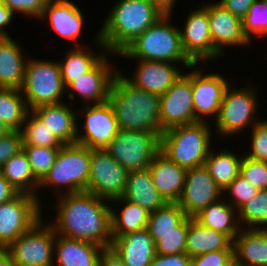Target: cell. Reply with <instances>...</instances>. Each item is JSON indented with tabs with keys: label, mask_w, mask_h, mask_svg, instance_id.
I'll use <instances>...</instances> for the list:
<instances>
[{
	"label": "cell",
	"mask_w": 267,
	"mask_h": 266,
	"mask_svg": "<svg viewBox=\"0 0 267 266\" xmlns=\"http://www.w3.org/2000/svg\"><path fill=\"white\" fill-rule=\"evenodd\" d=\"M27 60L10 37H0V88L21 89Z\"/></svg>",
	"instance_id": "obj_28"
},
{
	"label": "cell",
	"mask_w": 267,
	"mask_h": 266,
	"mask_svg": "<svg viewBox=\"0 0 267 266\" xmlns=\"http://www.w3.org/2000/svg\"><path fill=\"white\" fill-rule=\"evenodd\" d=\"M245 230L233 240L234 258L241 266H267V228Z\"/></svg>",
	"instance_id": "obj_26"
},
{
	"label": "cell",
	"mask_w": 267,
	"mask_h": 266,
	"mask_svg": "<svg viewBox=\"0 0 267 266\" xmlns=\"http://www.w3.org/2000/svg\"><path fill=\"white\" fill-rule=\"evenodd\" d=\"M199 122L194 116L192 72L181 77L160 95V135L177 126Z\"/></svg>",
	"instance_id": "obj_12"
},
{
	"label": "cell",
	"mask_w": 267,
	"mask_h": 266,
	"mask_svg": "<svg viewBox=\"0 0 267 266\" xmlns=\"http://www.w3.org/2000/svg\"><path fill=\"white\" fill-rule=\"evenodd\" d=\"M138 69L133 74L134 78L127 80L142 90L164 94L183 73L176 69L171 62H157L139 60Z\"/></svg>",
	"instance_id": "obj_22"
},
{
	"label": "cell",
	"mask_w": 267,
	"mask_h": 266,
	"mask_svg": "<svg viewBox=\"0 0 267 266\" xmlns=\"http://www.w3.org/2000/svg\"><path fill=\"white\" fill-rule=\"evenodd\" d=\"M68 53L64 62H59L65 87L90 71L105 55L94 56V54L88 53L84 49L82 50V47L73 49Z\"/></svg>",
	"instance_id": "obj_37"
},
{
	"label": "cell",
	"mask_w": 267,
	"mask_h": 266,
	"mask_svg": "<svg viewBox=\"0 0 267 266\" xmlns=\"http://www.w3.org/2000/svg\"><path fill=\"white\" fill-rule=\"evenodd\" d=\"M19 193L15 188L4 178L0 172V204L8 202L16 197Z\"/></svg>",
	"instance_id": "obj_51"
},
{
	"label": "cell",
	"mask_w": 267,
	"mask_h": 266,
	"mask_svg": "<svg viewBox=\"0 0 267 266\" xmlns=\"http://www.w3.org/2000/svg\"><path fill=\"white\" fill-rule=\"evenodd\" d=\"M153 182L167 203H177L181 197L186 169L172 162L159 151L148 166Z\"/></svg>",
	"instance_id": "obj_20"
},
{
	"label": "cell",
	"mask_w": 267,
	"mask_h": 266,
	"mask_svg": "<svg viewBox=\"0 0 267 266\" xmlns=\"http://www.w3.org/2000/svg\"><path fill=\"white\" fill-rule=\"evenodd\" d=\"M252 151L247 153L251 159L267 162V121H259L253 126L251 135Z\"/></svg>",
	"instance_id": "obj_44"
},
{
	"label": "cell",
	"mask_w": 267,
	"mask_h": 266,
	"mask_svg": "<svg viewBox=\"0 0 267 266\" xmlns=\"http://www.w3.org/2000/svg\"><path fill=\"white\" fill-rule=\"evenodd\" d=\"M2 1L13 13L21 12L24 15H31L40 18L43 9L48 0H0Z\"/></svg>",
	"instance_id": "obj_46"
},
{
	"label": "cell",
	"mask_w": 267,
	"mask_h": 266,
	"mask_svg": "<svg viewBox=\"0 0 267 266\" xmlns=\"http://www.w3.org/2000/svg\"><path fill=\"white\" fill-rule=\"evenodd\" d=\"M191 257L186 253L161 255L156 254L149 266H190Z\"/></svg>",
	"instance_id": "obj_48"
},
{
	"label": "cell",
	"mask_w": 267,
	"mask_h": 266,
	"mask_svg": "<svg viewBox=\"0 0 267 266\" xmlns=\"http://www.w3.org/2000/svg\"><path fill=\"white\" fill-rule=\"evenodd\" d=\"M108 102L114 110L119 130L160 134V95L136 87L117 72Z\"/></svg>",
	"instance_id": "obj_2"
},
{
	"label": "cell",
	"mask_w": 267,
	"mask_h": 266,
	"mask_svg": "<svg viewBox=\"0 0 267 266\" xmlns=\"http://www.w3.org/2000/svg\"><path fill=\"white\" fill-rule=\"evenodd\" d=\"M25 124L20 130L23 146L60 148L64 145L33 111L27 112L23 125Z\"/></svg>",
	"instance_id": "obj_36"
},
{
	"label": "cell",
	"mask_w": 267,
	"mask_h": 266,
	"mask_svg": "<svg viewBox=\"0 0 267 266\" xmlns=\"http://www.w3.org/2000/svg\"><path fill=\"white\" fill-rule=\"evenodd\" d=\"M105 150L128 171L145 169L160 151V134L119 130Z\"/></svg>",
	"instance_id": "obj_8"
},
{
	"label": "cell",
	"mask_w": 267,
	"mask_h": 266,
	"mask_svg": "<svg viewBox=\"0 0 267 266\" xmlns=\"http://www.w3.org/2000/svg\"><path fill=\"white\" fill-rule=\"evenodd\" d=\"M58 200L57 221L52 223L56 234L111 248V207L105 199L83 191L64 193Z\"/></svg>",
	"instance_id": "obj_1"
},
{
	"label": "cell",
	"mask_w": 267,
	"mask_h": 266,
	"mask_svg": "<svg viewBox=\"0 0 267 266\" xmlns=\"http://www.w3.org/2000/svg\"><path fill=\"white\" fill-rule=\"evenodd\" d=\"M244 35L251 41V35H267V5L263 0H255L242 19Z\"/></svg>",
	"instance_id": "obj_41"
},
{
	"label": "cell",
	"mask_w": 267,
	"mask_h": 266,
	"mask_svg": "<svg viewBox=\"0 0 267 266\" xmlns=\"http://www.w3.org/2000/svg\"><path fill=\"white\" fill-rule=\"evenodd\" d=\"M244 156L240 165V175L258 190L267 189V162L254 160L246 155Z\"/></svg>",
	"instance_id": "obj_42"
},
{
	"label": "cell",
	"mask_w": 267,
	"mask_h": 266,
	"mask_svg": "<svg viewBox=\"0 0 267 266\" xmlns=\"http://www.w3.org/2000/svg\"><path fill=\"white\" fill-rule=\"evenodd\" d=\"M66 87L61 76L59 62L27 60L24 82L21 87L29 110L49 104L61 103ZM25 93V94H24Z\"/></svg>",
	"instance_id": "obj_7"
},
{
	"label": "cell",
	"mask_w": 267,
	"mask_h": 266,
	"mask_svg": "<svg viewBox=\"0 0 267 266\" xmlns=\"http://www.w3.org/2000/svg\"><path fill=\"white\" fill-rule=\"evenodd\" d=\"M12 130L8 128L2 121H0V137L7 135Z\"/></svg>",
	"instance_id": "obj_55"
},
{
	"label": "cell",
	"mask_w": 267,
	"mask_h": 266,
	"mask_svg": "<svg viewBox=\"0 0 267 266\" xmlns=\"http://www.w3.org/2000/svg\"><path fill=\"white\" fill-rule=\"evenodd\" d=\"M73 109L65 103L42 105L32 109L50 131L63 143H77V121Z\"/></svg>",
	"instance_id": "obj_24"
},
{
	"label": "cell",
	"mask_w": 267,
	"mask_h": 266,
	"mask_svg": "<svg viewBox=\"0 0 267 266\" xmlns=\"http://www.w3.org/2000/svg\"><path fill=\"white\" fill-rule=\"evenodd\" d=\"M48 17L51 27L61 37L78 40L83 26L79 8L69 0H48L40 18Z\"/></svg>",
	"instance_id": "obj_23"
},
{
	"label": "cell",
	"mask_w": 267,
	"mask_h": 266,
	"mask_svg": "<svg viewBox=\"0 0 267 266\" xmlns=\"http://www.w3.org/2000/svg\"><path fill=\"white\" fill-rule=\"evenodd\" d=\"M98 266H126L122 259L112 250L104 248L100 253Z\"/></svg>",
	"instance_id": "obj_50"
},
{
	"label": "cell",
	"mask_w": 267,
	"mask_h": 266,
	"mask_svg": "<svg viewBox=\"0 0 267 266\" xmlns=\"http://www.w3.org/2000/svg\"><path fill=\"white\" fill-rule=\"evenodd\" d=\"M23 147L20 131H11L0 137V169L12 156L18 154Z\"/></svg>",
	"instance_id": "obj_45"
},
{
	"label": "cell",
	"mask_w": 267,
	"mask_h": 266,
	"mask_svg": "<svg viewBox=\"0 0 267 266\" xmlns=\"http://www.w3.org/2000/svg\"><path fill=\"white\" fill-rule=\"evenodd\" d=\"M28 111L21 90L0 88V121L8 128L12 131H20Z\"/></svg>",
	"instance_id": "obj_34"
},
{
	"label": "cell",
	"mask_w": 267,
	"mask_h": 266,
	"mask_svg": "<svg viewBox=\"0 0 267 266\" xmlns=\"http://www.w3.org/2000/svg\"><path fill=\"white\" fill-rule=\"evenodd\" d=\"M128 170L105 149H91L87 192L106 201L123 196Z\"/></svg>",
	"instance_id": "obj_11"
},
{
	"label": "cell",
	"mask_w": 267,
	"mask_h": 266,
	"mask_svg": "<svg viewBox=\"0 0 267 266\" xmlns=\"http://www.w3.org/2000/svg\"><path fill=\"white\" fill-rule=\"evenodd\" d=\"M255 0H220L219 4L227 9L232 15L241 20L248 13Z\"/></svg>",
	"instance_id": "obj_49"
},
{
	"label": "cell",
	"mask_w": 267,
	"mask_h": 266,
	"mask_svg": "<svg viewBox=\"0 0 267 266\" xmlns=\"http://www.w3.org/2000/svg\"><path fill=\"white\" fill-rule=\"evenodd\" d=\"M58 237V238H57ZM54 246L60 266H98L104 247L56 234Z\"/></svg>",
	"instance_id": "obj_27"
},
{
	"label": "cell",
	"mask_w": 267,
	"mask_h": 266,
	"mask_svg": "<svg viewBox=\"0 0 267 266\" xmlns=\"http://www.w3.org/2000/svg\"><path fill=\"white\" fill-rule=\"evenodd\" d=\"M222 191L215 184L205 165L188 169L185 174L180 208L187 217L193 218L205 207L220 200Z\"/></svg>",
	"instance_id": "obj_14"
},
{
	"label": "cell",
	"mask_w": 267,
	"mask_h": 266,
	"mask_svg": "<svg viewBox=\"0 0 267 266\" xmlns=\"http://www.w3.org/2000/svg\"><path fill=\"white\" fill-rule=\"evenodd\" d=\"M209 127L202 121L170 128L160 135V151L186 170L204 165L210 152Z\"/></svg>",
	"instance_id": "obj_5"
},
{
	"label": "cell",
	"mask_w": 267,
	"mask_h": 266,
	"mask_svg": "<svg viewBox=\"0 0 267 266\" xmlns=\"http://www.w3.org/2000/svg\"><path fill=\"white\" fill-rule=\"evenodd\" d=\"M208 13L213 47L221 54L222 47L249 45L243 33L242 20L232 15L219 3L204 6Z\"/></svg>",
	"instance_id": "obj_19"
},
{
	"label": "cell",
	"mask_w": 267,
	"mask_h": 266,
	"mask_svg": "<svg viewBox=\"0 0 267 266\" xmlns=\"http://www.w3.org/2000/svg\"><path fill=\"white\" fill-rule=\"evenodd\" d=\"M124 201L120 215H117L111 208V232L112 238L147 228L150 213L137 203L126 200L122 197L111 201Z\"/></svg>",
	"instance_id": "obj_32"
},
{
	"label": "cell",
	"mask_w": 267,
	"mask_h": 266,
	"mask_svg": "<svg viewBox=\"0 0 267 266\" xmlns=\"http://www.w3.org/2000/svg\"><path fill=\"white\" fill-rule=\"evenodd\" d=\"M217 250H233V241L224 233L205 227L189 217L186 254L192 258Z\"/></svg>",
	"instance_id": "obj_29"
},
{
	"label": "cell",
	"mask_w": 267,
	"mask_h": 266,
	"mask_svg": "<svg viewBox=\"0 0 267 266\" xmlns=\"http://www.w3.org/2000/svg\"><path fill=\"white\" fill-rule=\"evenodd\" d=\"M241 161L242 156L239 158L232 152L221 151L215 154L213 151L211 153L210 150L204 165L207 167L215 184L224 192L231 182L240 174Z\"/></svg>",
	"instance_id": "obj_33"
},
{
	"label": "cell",
	"mask_w": 267,
	"mask_h": 266,
	"mask_svg": "<svg viewBox=\"0 0 267 266\" xmlns=\"http://www.w3.org/2000/svg\"><path fill=\"white\" fill-rule=\"evenodd\" d=\"M186 217L178 203H166L161 209L150 213L147 229L156 243L157 234L179 232V224Z\"/></svg>",
	"instance_id": "obj_35"
},
{
	"label": "cell",
	"mask_w": 267,
	"mask_h": 266,
	"mask_svg": "<svg viewBox=\"0 0 267 266\" xmlns=\"http://www.w3.org/2000/svg\"><path fill=\"white\" fill-rule=\"evenodd\" d=\"M0 172L18 193L38 197L33 190L39 188V181L33 175L30 162L23 150L6 161Z\"/></svg>",
	"instance_id": "obj_31"
},
{
	"label": "cell",
	"mask_w": 267,
	"mask_h": 266,
	"mask_svg": "<svg viewBox=\"0 0 267 266\" xmlns=\"http://www.w3.org/2000/svg\"><path fill=\"white\" fill-rule=\"evenodd\" d=\"M22 150L30 162L33 175L40 182L54 164L60 148L23 146Z\"/></svg>",
	"instance_id": "obj_39"
},
{
	"label": "cell",
	"mask_w": 267,
	"mask_h": 266,
	"mask_svg": "<svg viewBox=\"0 0 267 266\" xmlns=\"http://www.w3.org/2000/svg\"><path fill=\"white\" fill-rule=\"evenodd\" d=\"M122 198L137 203L149 213L161 209L167 203L157 191L149 168L128 171Z\"/></svg>",
	"instance_id": "obj_25"
},
{
	"label": "cell",
	"mask_w": 267,
	"mask_h": 266,
	"mask_svg": "<svg viewBox=\"0 0 267 266\" xmlns=\"http://www.w3.org/2000/svg\"><path fill=\"white\" fill-rule=\"evenodd\" d=\"M86 113L84 135L79 136L77 128V144L89 149H105L118 134L119 127L111 104L107 101L92 106L84 105Z\"/></svg>",
	"instance_id": "obj_15"
},
{
	"label": "cell",
	"mask_w": 267,
	"mask_h": 266,
	"mask_svg": "<svg viewBox=\"0 0 267 266\" xmlns=\"http://www.w3.org/2000/svg\"><path fill=\"white\" fill-rule=\"evenodd\" d=\"M42 223L41 218L6 248L17 266H53L56 233L52 225Z\"/></svg>",
	"instance_id": "obj_9"
},
{
	"label": "cell",
	"mask_w": 267,
	"mask_h": 266,
	"mask_svg": "<svg viewBox=\"0 0 267 266\" xmlns=\"http://www.w3.org/2000/svg\"><path fill=\"white\" fill-rule=\"evenodd\" d=\"M154 6L163 14V16H171L172 7L175 0H150Z\"/></svg>",
	"instance_id": "obj_53"
},
{
	"label": "cell",
	"mask_w": 267,
	"mask_h": 266,
	"mask_svg": "<svg viewBox=\"0 0 267 266\" xmlns=\"http://www.w3.org/2000/svg\"><path fill=\"white\" fill-rule=\"evenodd\" d=\"M161 17L163 14L150 0L118 1L97 34V41L117 55Z\"/></svg>",
	"instance_id": "obj_3"
},
{
	"label": "cell",
	"mask_w": 267,
	"mask_h": 266,
	"mask_svg": "<svg viewBox=\"0 0 267 266\" xmlns=\"http://www.w3.org/2000/svg\"><path fill=\"white\" fill-rule=\"evenodd\" d=\"M254 88L231 90L227 87L220 106V112L216 119L217 131L220 135L228 136L239 133L249 123L254 126L258 122H252L257 110L256 92Z\"/></svg>",
	"instance_id": "obj_13"
},
{
	"label": "cell",
	"mask_w": 267,
	"mask_h": 266,
	"mask_svg": "<svg viewBox=\"0 0 267 266\" xmlns=\"http://www.w3.org/2000/svg\"><path fill=\"white\" fill-rule=\"evenodd\" d=\"M232 194L233 199L229 200V204L238 210L246 202L253 197H256L259 190L251 184L247 179L240 174L231 182V184L224 190ZM236 206V207H235Z\"/></svg>",
	"instance_id": "obj_43"
},
{
	"label": "cell",
	"mask_w": 267,
	"mask_h": 266,
	"mask_svg": "<svg viewBox=\"0 0 267 266\" xmlns=\"http://www.w3.org/2000/svg\"><path fill=\"white\" fill-rule=\"evenodd\" d=\"M13 14L14 13L2 1H0V37H10L4 28L10 23Z\"/></svg>",
	"instance_id": "obj_52"
},
{
	"label": "cell",
	"mask_w": 267,
	"mask_h": 266,
	"mask_svg": "<svg viewBox=\"0 0 267 266\" xmlns=\"http://www.w3.org/2000/svg\"><path fill=\"white\" fill-rule=\"evenodd\" d=\"M233 257V250L212 251L192 257L190 266H225Z\"/></svg>",
	"instance_id": "obj_47"
},
{
	"label": "cell",
	"mask_w": 267,
	"mask_h": 266,
	"mask_svg": "<svg viewBox=\"0 0 267 266\" xmlns=\"http://www.w3.org/2000/svg\"><path fill=\"white\" fill-rule=\"evenodd\" d=\"M0 266H17L6 248H0Z\"/></svg>",
	"instance_id": "obj_54"
},
{
	"label": "cell",
	"mask_w": 267,
	"mask_h": 266,
	"mask_svg": "<svg viewBox=\"0 0 267 266\" xmlns=\"http://www.w3.org/2000/svg\"><path fill=\"white\" fill-rule=\"evenodd\" d=\"M111 248L126 266H149L156 256V245L147 228L112 238Z\"/></svg>",
	"instance_id": "obj_21"
},
{
	"label": "cell",
	"mask_w": 267,
	"mask_h": 266,
	"mask_svg": "<svg viewBox=\"0 0 267 266\" xmlns=\"http://www.w3.org/2000/svg\"><path fill=\"white\" fill-rule=\"evenodd\" d=\"M196 10L190 12L185 29L179 30L183 51L194 64L222 56L212 44L207 10L204 7Z\"/></svg>",
	"instance_id": "obj_16"
},
{
	"label": "cell",
	"mask_w": 267,
	"mask_h": 266,
	"mask_svg": "<svg viewBox=\"0 0 267 266\" xmlns=\"http://www.w3.org/2000/svg\"><path fill=\"white\" fill-rule=\"evenodd\" d=\"M37 197L19 193L12 200L0 204V248H7L28 231L42 217Z\"/></svg>",
	"instance_id": "obj_10"
},
{
	"label": "cell",
	"mask_w": 267,
	"mask_h": 266,
	"mask_svg": "<svg viewBox=\"0 0 267 266\" xmlns=\"http://www.w3.org/2000/svg\"><path fill=\"white\" fill-rule=\"evenodd\" d=\"M239 212V213H238ZM240 221L249 224L250 228H262L259 225L267 226V189L259 190L256 197H253L238 209ZM257 224V225H256ZM266 224V225H265Z\"/></svg>",
	"instance_id": "obj_38"
},
{
	"label": "cell",
	"mask_w": 267,
	"mask_h": 266,
	"mask_svg": "<svg viewBox=\"0 0 267 266\" xmlns=\"http://www.w3.org/2000/svg\"><path fill=\"white\" fill-rule=\"evenodd\" d=\"M169 18L161 17L117 55L128 59L130 57L157 62H183L188 68L196 66L183 51L180 28L170 25Z\"/></svg>",
	"instance_id": "obj_4"
},
{
	"label": "cell",
	"mask_w": 267,
	"mask_h": 266,
	"mask_svg": "<svg viewBox=\"0 0 267 266\" xmlns=\"http://www.w3.org/2000/svg\"><path fill=\"white\" fill-rule=\"evenodd\" d=\"M225 266H241L233 257Z\"/></svg>",
	"instance_id": "obj_56"
},
{
	"label": "cell",
	"mask_w": 267,
	"mask_h": 266,
	"mask_svg": "<svg viewBox=\"0 0 267 266\" xmlns=\"http://www.w3.org/2000/svg\"><path fill=\"white\" fill-rule=\"evenodd\" d=\"M220 201V202H219ZM235 210L229 203L221 200L210 204L193 218L201 225L227 235L232 241L241 232L234 219Z\"/></svg>",
	"instance_id": "obj_30"
},
{
	"label": "cell",
	"mask_w": 267,
	"mask_h": 266,
	"mask_svg": "<svg viewBox=\"0 0 267 266\" xmlns=\"http://www.w3.org/2000/svg\"><path fill=\"white\" fill-rule=\"evenodd\" d=\"M192 72V91L194 116L202 122L205 115H215L217 119L228 82L220 74Z\"/></svg>",
	"instance_id": "obj_17"
},
{
	"label": "cell",
	"mask_w": 267,
	"mask_h": 266,
	"mask_svg": "<svg viewBox=\"0 0 267 266\" xmlns=\"http://www.w3.org/2000/svg\"><path fill=\"white\" fill-rule=\"evenodd\" d=\"M91 149L80 144H64L60 147L54 164L39 187L67 186V194L87 191L90 176Z\"/></svg>",
	"instance_id": "obj_6"
},
{
	"label": "cell",
	"mask_w": 267,
	"mask_h": 266,
	"mask_svg": "<svg viewBox=\"0 0 267 266\" xmlns=\"http://www.w3.org/2000/svg\"><path fill=\"white\" fill-rule=\"evenodd\" d=\"M189 217H186L179 224V232H168L167 234H157L156 254L172 255L186 253L187 231Z\"/></svg>",
	"instance_id": "obj_40"
},
{
	"label": "cell",
	"mask_w": 267,
	"mask_h": 266,
	"mask_svg": "<svg viewBox=\"0 0 267 266\" xmlns=\"http://www.w3.org/2000/svg\"><path fill=\"white\" fill-rule=\"evenodd\" d=\"M107 58H103L87 73L71 82L66 88L69 97L74 99V93L84 98L86 101H95L101 104L108 101L111 84L117 71L110 68ZM74 91V93H73Z\"/></svg>",
	"instance_id": "obj_18"
}]
</instances>
